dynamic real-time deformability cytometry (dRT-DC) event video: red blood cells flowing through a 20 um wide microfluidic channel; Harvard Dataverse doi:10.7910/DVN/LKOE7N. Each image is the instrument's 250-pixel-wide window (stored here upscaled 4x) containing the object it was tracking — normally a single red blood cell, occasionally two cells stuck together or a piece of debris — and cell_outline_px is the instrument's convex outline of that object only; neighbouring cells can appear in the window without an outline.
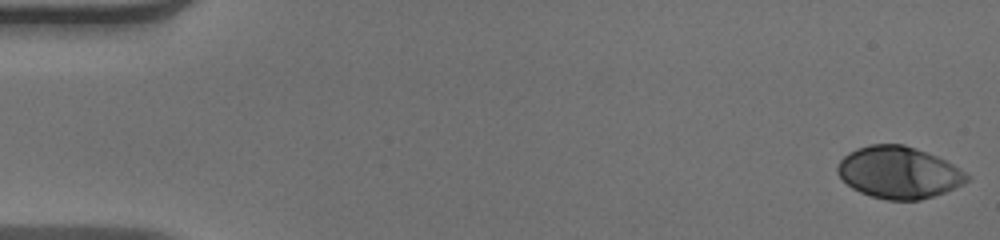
{"species": "human", "species_latin": "Homo sapiens", "temperature_condition": "warm", "stored_images_in_passage": 52, "camera_frame_rate_fps": 3000, "um_per_image_px": 0.085, "donor": {"sex": "male"}, "frame": {"image": 1, "passage_image": 1, "time_ms": 0.0, "image_size_px": [1000, 240], "cell_outline_px": [[972, 176], [964, 184], [944, 192], [920, 200], [888, 200], [872, 196], [860, 192], [852, 188], [836, 172], [836, 168], [840, 160], [848, 152], [856, 148], [868, 144], [904, 144], [936, 156], [952, 164]], "centroid_in_image_um": [76.38, 14.65], "position_along_channel_um": 8.6, "area_um2": 39.02}}
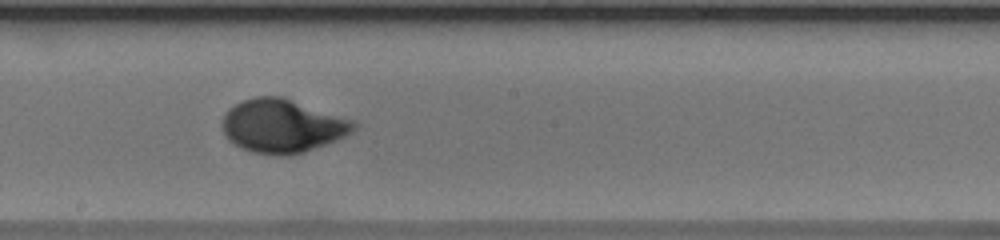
{"frame": {"image": 2, "passage_image": 29, "time_ms": 9.333, "image_size_px": [1000, 240], "cell_outline_px": [[360, 124], [352, 132], [336, 140], [304, 152], [288, 156], [280, 156], [252, 152], [240, 148], [232, 144], [228, 140], [224, 132], [224, 112], [228, 108], [244, 100], [256, 96], [284, 96], [356, 120]], "centroid_in_image_um": [24.04, 10.69], "position_along_channel_um": 224.2, "area_um2": 41.5}}
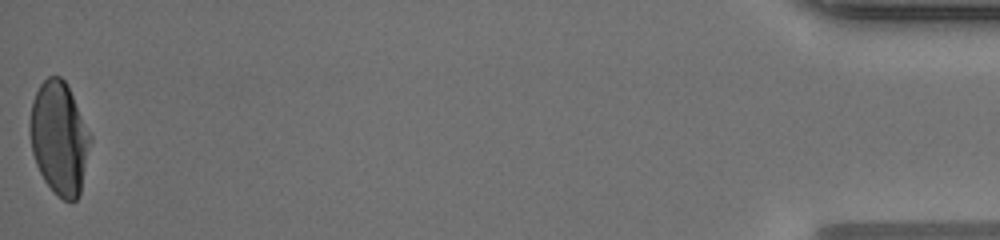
{"frame": {"image": 3, "passage_image": 52, "time_ms": 17.0, "image_size_px": [1000, 240], "cell_outline_px": [[92, 140], [80, 192], [76, 200], [72, 204], [64, 200], [44, 180], [36, 164], [32, 152], [28, 132], [28, 124], [32, 100], [40, 84], [48, 76], [60, 76], [64, 80], [92, 136]], "centroid_in_image_um": [5.02, 11.74], "position_along_channel_um": 430.2, "area_um2": 39.77}, "authors_computed_cell_mechanics": {"area_um2": 39.3618, "velocity_mm_per_s": 3.9445, "shape_relaxation_time_tau1_ms": 4.3752, "shape_relaxation_time_tau2_ms": null, "deformation_change_tau1": 0.2215, "deformation_change_tau2": null}}